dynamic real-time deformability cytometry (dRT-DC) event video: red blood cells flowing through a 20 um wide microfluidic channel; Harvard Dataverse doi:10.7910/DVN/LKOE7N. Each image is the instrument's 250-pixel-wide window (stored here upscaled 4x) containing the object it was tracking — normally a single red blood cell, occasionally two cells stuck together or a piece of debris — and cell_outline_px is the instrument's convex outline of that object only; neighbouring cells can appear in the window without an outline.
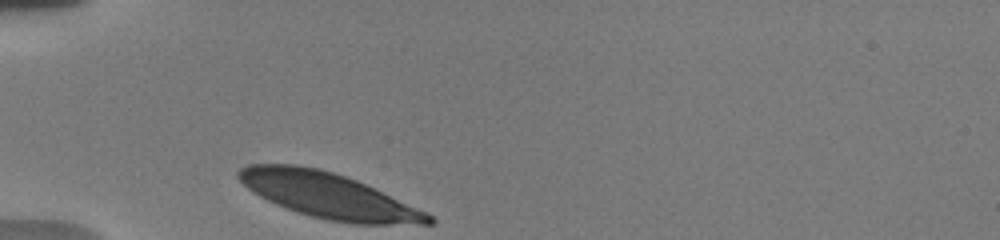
{"species": "human", "species_latin": "Homo sapiens", "temperature_condition": "warm", "stored_images_in_passage": 13, "camera_frame_rate_fps": 3000, "um_per_image_px": 0.085, "donor": {"sex": "male"}, "frame": {"image": 1, "passage_image": 1, "time_ms": 0.0, "image_size_px": [1000, 240], "cell_outline_px": [[436, 220], [432, 224], [352, 224], [324, 220], [276, 204], [252, 192], [236, 176], [236, 172], [240, 168], [248, 164], [296, 164], [320, 168], [356, 180], [428, 212]], "centroid_in_image_um": [27.92, 16.62], "position_along_channel_um": 57.1, "area_um2": 50.05}}
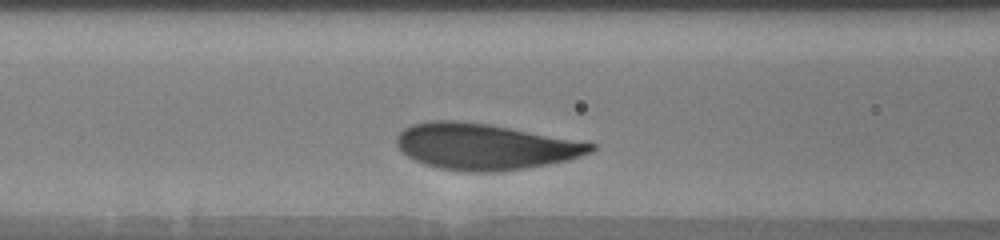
{"frame": {"image": 2, "passage_image": 8, "time_ms": 2.333, "image_size_px": [1000, 240], "cell_outline_px": [[596, 148], [592, 152], [568, 160], [548, 164], [500, 172], [464, 172], [440, 168], [424, 164], [408, 156], [396, 144], [396, 136], [404, 128], [412, 124], [428, 120], [452, 120], [488, 124], [596, 144]], "centroid_in_image_um": [41.17, 12.46], "position_along_channel_um": 125.4, "area_um2": 51.85}}
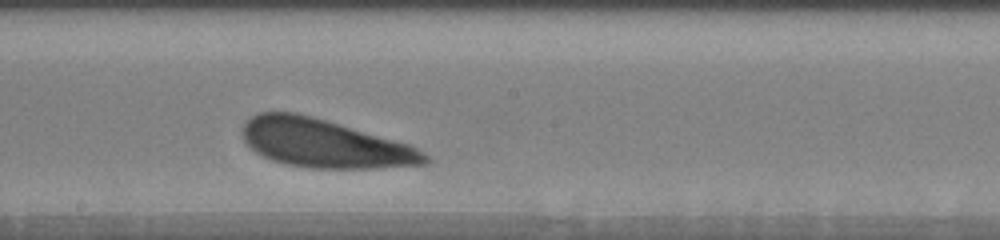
{"frame": {"image": 3, "passage_image": 13, "time_ms": 5.0, "image_size_px": [1000, 240], "cell_outline_px": [[432, 160], [428, 164], [376, 168], [304, 168], [284, 164], [272, 160], [256, 152], [244, 140], [244, 124], [252, 116], [260, 112], [296, 112], [312, 116], [408, 144], [416, 148], [428, 156]], "centroid_in_image_um": [27.59, 12.21], "position_along_channel_um": 220.6, "area_um2": 50.98}}